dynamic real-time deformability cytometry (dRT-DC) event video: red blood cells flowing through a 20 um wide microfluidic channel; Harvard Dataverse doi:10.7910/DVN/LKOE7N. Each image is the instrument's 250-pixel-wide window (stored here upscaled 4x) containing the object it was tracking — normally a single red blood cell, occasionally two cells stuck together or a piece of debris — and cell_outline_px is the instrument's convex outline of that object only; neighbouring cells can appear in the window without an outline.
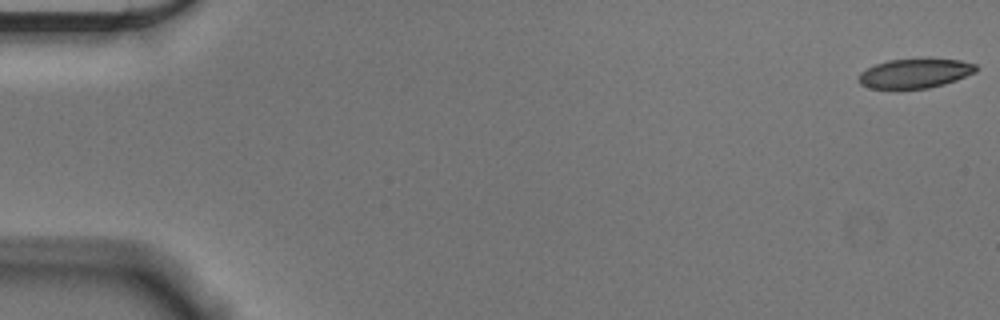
{"species": "Egyptian fruit bat (a non-hibernating species)", "species_latin": "Rousettus aegyptiacus", "temperature_condition": "cold", "stored_images_in_passage": 56, "camera_frame_rate_fps": 3000, "um_per_image_px": 0.085, "animal": {"sex": "male"}, "frame": {"image": 1, "passage_image": 1, "time_ms": 0.0, "image_size_px": [1000, 320], "cell_outline_px": [[980, 68], [976, 72], [956, 80], [944, 84], [928, 88], [892, 92], [872, 88], [860, 84], [860, 72], [876, 64], [888, 60], [960, 60], [976, 64]], "centroid_in_image_um": [77.76, 6.3], "position_along_channel_um": 7.2, "area_um2": 20.4}}
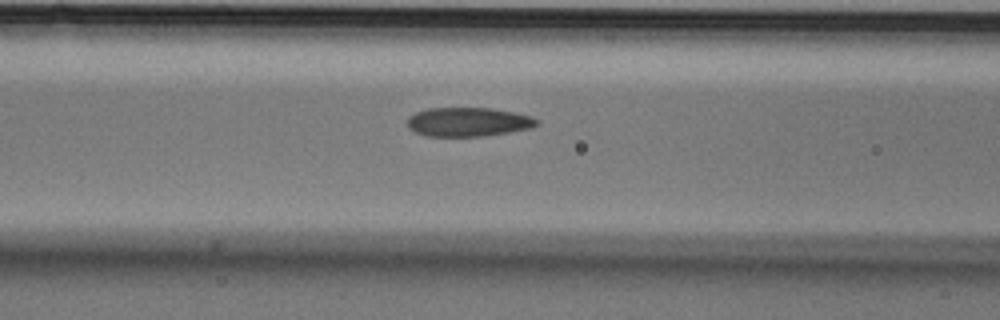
{"frame": {"image": 2, "passage_image": 23, "time_ms": 7.333, "image_size_px": [1000, 320], "cell_outline_px": [[536, 124], [532, 128], [484, 136], [424, 136], [408, 128], [408, 116], [416, 112], [428, 108], [492, 108], [512, 112], [528, 116], [536, 120]], "centroid_in_image_um": [39.73, 10.37], "position_along_channel_um": 126.9, "area_um2": 21.68}}
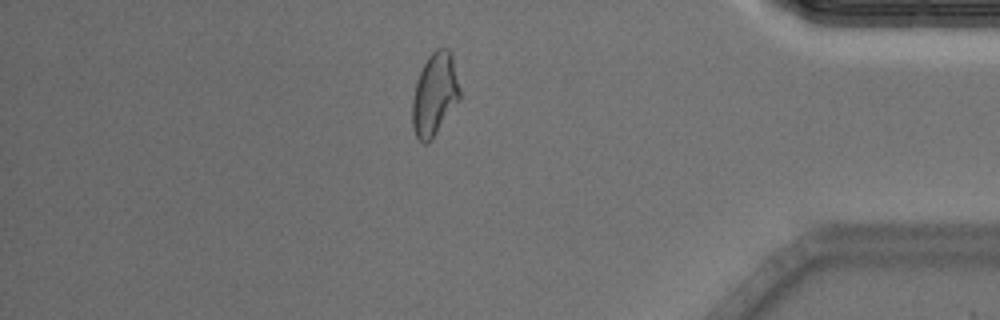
{"frame": {"image": 3, "passage_image": 48, "time_ms": 15.667, "image_size_px": [1000, 320], "cell_outline_px": [[460, 100], [432, 140], [428, 144], [424, 144], [416, 136], [412, 128], [412, 100], [416, 84], [420, 72], [428, 56], [436, 48], [448, 48], [452, 52], [460, 92]], "centroid_in_image_um": [36.95, 8.04], "position_along_channel_um": 398.2, "area_um2": 23.06}, "authors_computed_cell_mechanics": {"area_um2": 22.2241, "velocity_mm_per_s": 3.62, "shape_relaxation_time_tau1_ms": 8.5158, "shape_relaxation_time_tau2_ms": 1.7877, "deformation_change_tau1": 0.1794, "deformation_change_tau2": 0.091}}